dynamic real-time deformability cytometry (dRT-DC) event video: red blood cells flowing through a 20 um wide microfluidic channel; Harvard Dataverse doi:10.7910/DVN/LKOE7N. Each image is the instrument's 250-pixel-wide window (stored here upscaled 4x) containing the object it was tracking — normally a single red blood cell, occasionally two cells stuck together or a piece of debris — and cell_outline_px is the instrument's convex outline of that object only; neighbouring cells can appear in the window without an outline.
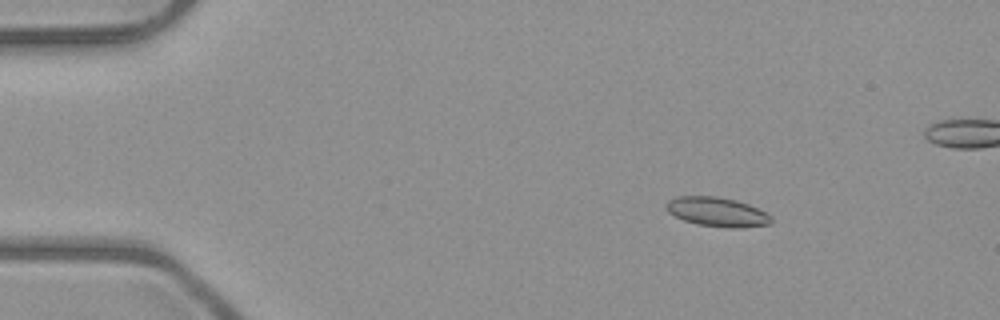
{"species": "common noctule bat (a hibernating species)", "species_latin": "Nyctalus noctula", "temperature_condition": "room temperature", "stored_images_in_passage": 5, "camera_frame_rate_fps": 3000, "um_per_image_px": 0.085, "animal": {"sex": "male", "body_mass_g": 23.1, "forearm_length_mm": 52.7}, "frame": {"image": 1, "passage_image": 2, "time_ms": 1.333, "image_size_px": [1000, 320], "cell_outline_px": [[772, 220], [768, 224], [744, 228], [728, 228], [696, 224], [684, 220], [668, 212], [664, 204], [668, 200], [676, 196], [716, 196], [736, 200], [748, 204], [772, 216]], "centroid_in_image_um": [60.93, 18.01], "position_along_channel_um": 24.1, "area_um2": 17.98}}